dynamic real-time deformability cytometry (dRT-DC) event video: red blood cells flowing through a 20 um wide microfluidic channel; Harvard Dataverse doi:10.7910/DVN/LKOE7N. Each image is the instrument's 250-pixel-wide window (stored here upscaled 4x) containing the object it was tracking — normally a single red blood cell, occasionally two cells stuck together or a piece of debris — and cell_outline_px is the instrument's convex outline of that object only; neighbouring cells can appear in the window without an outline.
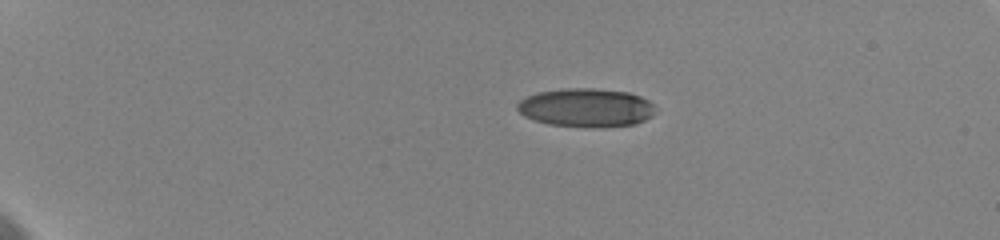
{"species": "human", "species_latin": "Homo sapiens", "temperature_condition": "cold", "stored_images_in_passage": 21, "camera_frame_rate_fps": 3000, "um_per_image_px": 0.085, "donor": {"sex": "female"}, "frame": {"image": 1, "passage_image": 1, "time_ms": 0.0, "image_size_px": [1000, 240], "cell_outline_px": [[656, 112], [652, 116], [636, 124], [604, 128], [548, 124], [524, 116], [516, 108], [516, 104], [520, 100], [536, 92], [564, 88], [596, 88], [628, 92], [640, 96], [656, 104]], "centroid_in_image_um": [49.87, 9.15], "position_along_channel_um": 35.1, "area_um2": 31.44}}